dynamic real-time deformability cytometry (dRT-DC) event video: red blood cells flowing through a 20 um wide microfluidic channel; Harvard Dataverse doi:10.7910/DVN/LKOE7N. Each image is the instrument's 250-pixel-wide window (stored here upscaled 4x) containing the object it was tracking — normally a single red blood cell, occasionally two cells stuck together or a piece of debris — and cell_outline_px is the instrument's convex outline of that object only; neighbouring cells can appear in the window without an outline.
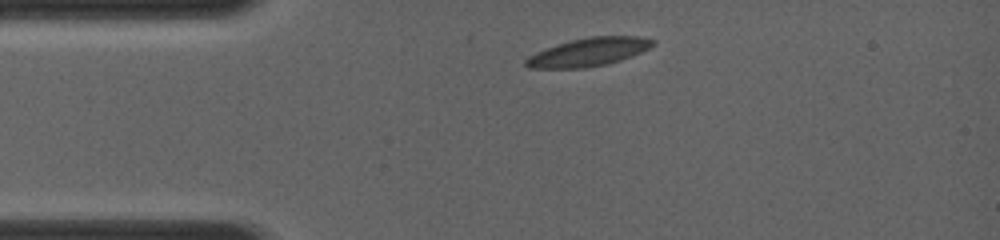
{"species": "common noctule bat (a hibernating species)", "species_latin": "Nyctalus noctula", "temperature_condition": "room temperature", "stored_images_in_passage": 7, "camera_frame_rate_fps": 4000, "um_per_image_px": 0.085, "animal": {"sex": "female", "body_mass_g": 19.0, "forearm_length_mm": 56.7}, "frame": {"image": 1, "passage_image": 1, "time_ms": 0.0, "image_size_px": [1000, 240], "cell_outline_px": [[656, 44], [640, 52], [620, 60], [604, 64], [584, 68], [528, 68], [524, 64], [524, 60], [528, 56], [536, 52], [572, 40], [588, 36], [640, 36], [656, 40]], "centroid_in_image_um": [50.04, 4.42], "position_along_channel_um": 35.0, "area_um2": 20.69}}
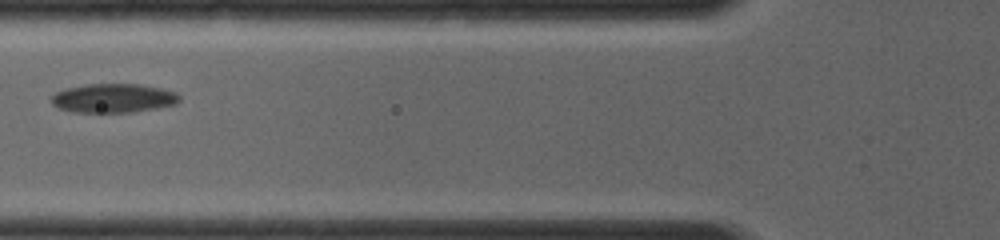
{"frame": {"image": 2, "passage_image": 5, "time_ms": 2.5, "image_size_px": [1000, 240], "cell_outline_px": [[180, 100], [176, 104], [156, 108], [132, 112], [72, 112], [60, 108], [52, 104], [48, 100], [56, 92], [68, 88], [84, 84], [140, 84], [160, 88], [176, 92], [180, 96]], "centroid_in_image_um": [9.62, 8.34], "position_along_channel_um": 116.2, "area_um2": 21.68}}
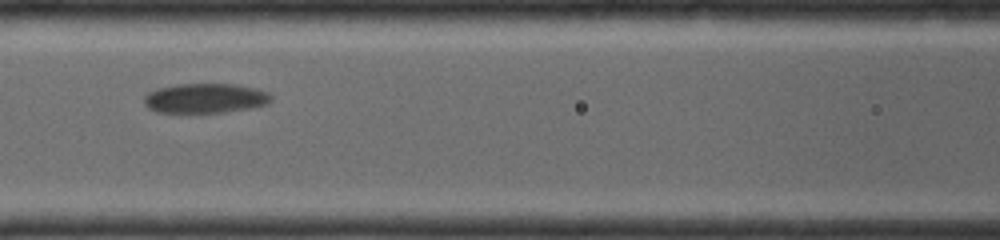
{"frame": {"image": 3, "passage_image": 6, "time_ms": 3.25, "image_size_px": [1000, 240], "cell_outline_px": [[272, 100], [268, 104], [252, 108], [224, 112], [156, 112], [148, 108], [144, 104], [144, 96], [148, 92], [156, 88], [176, 84], [232, 84], [256, 88], [268, 92], [272, 96]], "centroid_in_image_um": [17.45, 8.35], "position_along_channel_um": 149.2, "area_um2": 22.14}}